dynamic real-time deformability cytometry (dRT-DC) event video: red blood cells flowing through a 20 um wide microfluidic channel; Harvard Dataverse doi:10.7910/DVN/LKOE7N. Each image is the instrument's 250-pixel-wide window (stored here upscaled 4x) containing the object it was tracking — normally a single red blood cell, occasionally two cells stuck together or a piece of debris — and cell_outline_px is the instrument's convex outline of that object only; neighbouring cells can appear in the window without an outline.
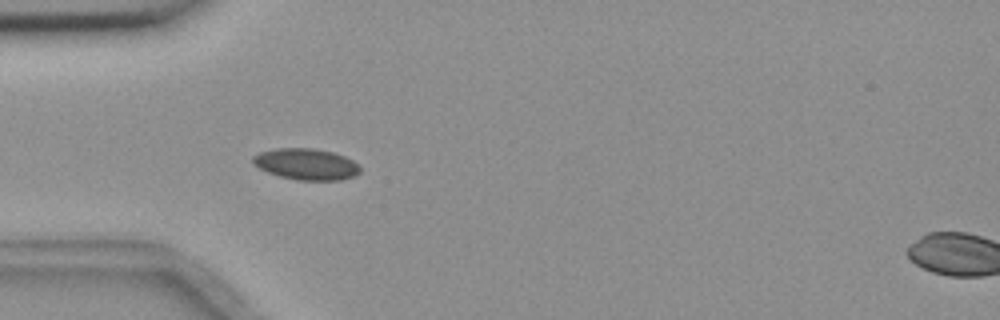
{"species": "common noctule bat (a hibernating species)", "species_latin": "Nyctalus noctula", "temperature_condition": "room temperature", "stored_images_in_passage": 42, "camera_frame_rate_fps": 3000, "um_per_image_px": 0.085, "animal": {"sex": "female", "body_mass_g": 18.4}, "frame": {"image": 1, "passage_image": 6, "time_ms": 1.667, "image_size_px": [1000, 320], "cell_outline_px": [[360, 172], [352, 176], [340, 180], [296, 180], [280, 176], [268, 172], [252, 164], [252, 156], [260, 152], [276, 148], [312, 148], [332, 152], [344, 156], [360, 164]], "centroid_in_image_um": [26.02, 13.95], "position_along_channel_um": 59.0, "area_um2": 19.54}}
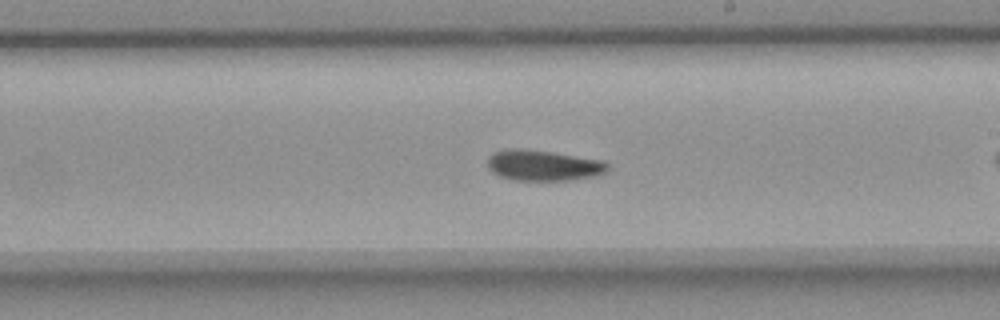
{"frame": {"image": 2, "passage_image": 18, "time_ms": 5.667, "image_size_px": [1000, 320], "cell_outline_px": [[608, 172], [600, 176], [572, 180], [512, 180], [500, 176], [492, 172], [488, 168], [488, 156], [492, 152], [508, 148], [524, 148], [552, 152], [604, 160], [608, 164]], "centroid_in_image_um": [46.2, 14.05], "position_along_channel_um": 242.8, "area_um2": 21.96}}
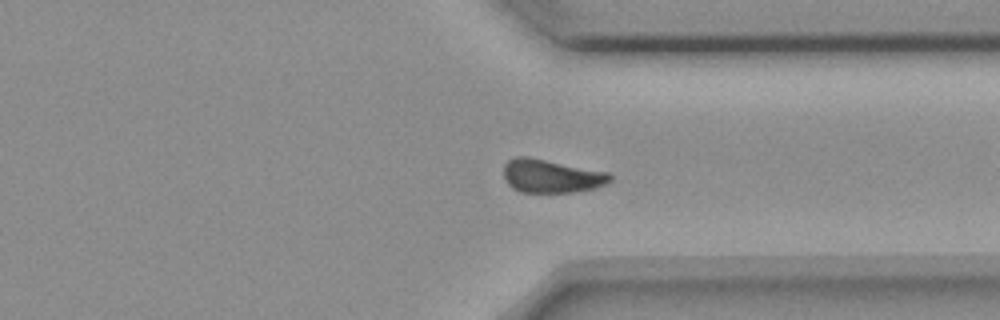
{"frame": {"image": 3, "passage_image": 28, "time_ms": 9.0, "image_size_px": [1000, 320], "cell_outline_px": [[612, 180], [608, 184], [596, 188], [572, 192], [520, 192], [512, 188], [504, 180], [504, 164], [508, 160], [516, 156], [528, 156], [608, 172], [612, 176]], "centroid_in_image_um": [46.86, 14.96], "position_along_channel_um": 364.5, "area_um2": 20.92}, "authors_computed_cell_mechanics": {"area_um2": 20.1144, "velocity_mm_per_s": 3.6454, "shape_relaxation_time_tau1_ms": null, "shape_relaxation_time_tau2_ms": 3.5409, "deformation_change_tau1": null, "deformation_change_tau2": 0.0716}}